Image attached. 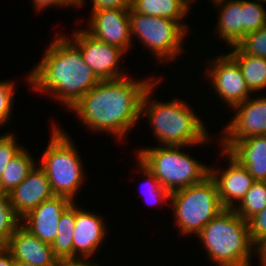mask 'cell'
Wrapping results in <instances>:
<instances>
[{
	"label": "cell",
	"mask_w": 266,
	"mask_h": 266,
	"mask_svg": "<svg viewBox=\"0 0 266 266\" xmlns=\"http://www.w3.org/2000/svg\"><path fill=\"white\" fill-rule=\"evenodd\" d=\"M255 254L258 255L261 266H266V237L256 245Z\"/></svg>",
	"instance_id": "cell-34"
},
{
	"label": "cell",
	"mask_w": 266,
	"mask_h": 266,
	"mask_svg": "<svg viewBox=\"0 0 266 266\" xmlns=\"http://www.w3.org/2000/svg\"><path fill=\"white\" fill-rule=\"evenodd\" d=\"M130 33L134 45V38L141 41V45L148 48L157 62L166 63L177 61L183 53V44L188 31L176 20L165 17L149 16L129 10ZM187 34V35H186ZM134 37V38H133ZM180 54V55H179ZM160 60V61H159Z\"/></svg>",
	"instance_id": "cell-8"
},
{
	"label": "cell",
	"mask_w": 266,
	"mask_h": 266,
	"mask_svg": "<svg viewBox=\"0 0 266 266\" xmlns=\"http://www.w3.org/2000/svg\"><path fill=\"white\" fill-rule=\"evenodd\" d=\"M234 115L221 132V149L228 151L237 141L266 135V97H249L236 105Z\"/></svg>",
	"instance_id": "cell-10"
},
{
	"label": "cell",
	"mask_w": 266,
	"mask_h": 266,
	"mask_svg": "<svg viewBox=\"0 0 266 266\" xmlns=\"http://www.w3.org/2000/svg\"><path fill=\"white\" fill-rule=\"evenodd\" d=\"M190 0H131V8L149 16H159L178 21L188 32L186 22H183L190 11Z\"/></svg>",
	"instance_id": "cell-20"
},
{
	"label": "cell",
	"mask_w": 266,
	"mask_h": 266,
	"mask_svg": "<svg viewBox=\"0 0 266 266\" xmlns=\"http://www.w3.org/2000/svg\"><path fill=\"white\" fill-rule=\"evenodd\" d=\"M161 79L147 90L141 108V118L144 116L152 126L155 140L160 145L175 146H199L212 141L201 117L185 101L179 98L161 102L151 97Z\"/></svg>",
	"instance_id": "cell-3"
},
{
	"label": "cell",
	"mask_w": 266,
	"mask_h": 266,
	"mask_svg": "<svg viewBox=\"0 0 266 266\" xmlns=\"http://www.w3.org/2000/svg\"><path fill=\"white\" fill-rule=\"evenodd\" d=\"M76 203L72 202L61 214L58 232L51 244L55 257L61 264L73 263V234L75 230Z\"/></svg>",
	"instance_id": "cell-22"
},
{
	"label": "cell",
	"mask_w": 266,
	"mask_h": 266,
	"mask_svg": "<svg viewBox=\"0 0 266 266\" xmlns=\"http://www.w3.org/2000/svg\"><path fill=\"white\" fill-rule=\"evenodd\" d=\"M53 126L48 147L40 156V167L45 171L53 195L64 196L72 202L86 180L84 164L78 149L67 132Z\"/></svg>",
	"instance_id": "cell-5"
},
{
	"label": "cell",
	"mask_w": 266,
	"mask_h": 266,
	"mask_svg": "<svg viewBox=\"0 0 266 266\" xmlns=\"http://www.w3.org/2000/svg\"><path fill=\"white\" fill-rule=\"evenodd\" d=\"M228 152L247 168L255 181H266V135L239 140Z\"/></svg>",
	"instance_id": "cell-18"
},
{
	"label": "cell",
	"mask_w": 266,
	"mask_h": 266,
	"mask_svg": "<svg viewBox=\"0 0 266 266\" xmlns=\"http://www.w3.org/2000/svg\"><path fill=\"white\" fill-rule=\"evenodd\" d=\"M209 1L212 2V3H210V4H213V3L217 2V1H220V0H209ZM194 2H196V0H191V5H192Z\"/></svg>",
	"instance_id": "cell-40"
},
{
	"label": "cell",
	"mask_w": 266,
	"mask_h": 266,
	"mask_svg": "<svg viewBox=\"0 0 266 266\" xmlns=\"http://www.w3.org/2000/svg\"><path fill=\"white\" fill-rule=\"evenodd\" d=\"M8 251L16 261L34 266H59L51 244L41 241L20 225L8 240Z\"/></svg>",
	"instance_id": "cell-17"
},
{
	"label": "cell",
	"mask_w": 266,
	"mask_h": 266,
	"mask_svg": "<svg viewBox=\"0 0 266 266\" xmlns=\"http://www.w3.org/2000/svg\"><path fill=\"white\" fill-rule=\"evenodd\" d=\"M15 85L16 82L13 80L0 81V127H3L12 118Z\"/></svg>",
	"instance_id": "cell-29"
},
{
	"label": "cell",
	"mask_w": 266,
	"mask_h": 266,
	"mask_svg": "<svg viewBox=\"0 0 266 266\" xmlns=\"http://www.w3.org/2000/svg\"><path fill=\"white\" fill-rule=\"evenodd\" d=\"M33 2L34 9L36 12L38 11H43V9H47L49 7H61V8H66V7H74L68 0H31Z\"/></svg>",
	"instance_id": "cell-33"
},
{
	"label": "cell",
	"mask_w": 266,
	"mask_h": 266,
	"mask_svg": "<svg viewBox=\"0 0 266 266\" xmlns=\"http://www.w3.org/2000/svg\"><path fill=\"white\" fill-rule=\"evenodd\" d=\"M264 4L262 0H242L243 38L266 24Z\"/></svg>",
	"instance_id": "cell-25"
},
{
	"label": "cell",
	"mask_w": 266,
	"mask_h": 266,
	"mask_svg": "<svg viewBox=\"0 0 266 266\" xmlns=\"http://www.w3.org/2000/svg\"><path fill=\"white\" fill-rule=\"evenodd\" d=\"M172 215L179 235L195 237L225 208L221 204L214 179L208 175L201 182L170 194Z\"/></svg>",
	"instance_id": "cell-7"
},
{
	"label": "cell",
	"mask_w": 266,
	"mask_h": 266,
	"mask_svg": "<svg viewBox=\"0 0 266 266\" xmlns=\"http://www.w3.org/2000/svg\"><path fill=\"white\" fill-rule=\"evenodd\" d=\"M77 30H74L75 33H72L70 38L67 34L65 36L71 39L70 41L81 51L84 62L99 80L127 77L124 70H119L121 58H124L127 52L117 46L95 39L84 28Z\"/></svg>",
	"instance_id": "cell-9"
},
{
	"label": "cell",
	"mask_w": 266,
	"mask_h": 266,
	"mask_svg": "<svg viewBox=\"0 0 266 266\" xmlns=\"http://www.w3.org/2000/svg\"><path fill=\"white\" fill-rule=\"evenodd\" d=\"M135 159H136L137 164H138L137 167L139 168L138 169L139 173L141 172L142 175L144 174V177H146L145 179L147 180L146 186L149 185L147 187V190H146L147 194H148L147 197H150V198H148V200H150L149 204L150 203H151V205H152V203H153V205H154V203L157 204V205H159L160 203L161 204H164V203L165 204H169L170 203V194L171 193L168 190H166L160 184V181L155 177V175L150 170H148L137 158H135Z\"/></svg>",
	"instance_id": "cell-27"
},
{
	"label": "cell",
	"mask_w": 266,
	"mask_h": 266,
	"mask_svg": "<svg viewBox=\"0 0 266 266\" xmlns=\"http://www.w3.org/2000/svg\"><path fill=\"white\" fill-rule=\"evenodd\" d=\"M92 10L112 9V8H130L131 0H91ZM85 4V0H80L78 8Z\"/></svg>",
	"instance_id": "cell-32"
},
{
	"label": "cell",
	"mask_w": 266,
	"mask_h": 266,
	"mask_svg": "<svg viewBox=\"0 0 266 266\" xmlns=\"http://www.w3.org/2000/svg\"><path fill=\"white\" fill-rule=\"evenodd\" d=\"M237 46L247 55L266 58V24L257 31L247 33Z\"/></svg>",
	"instance_id": "cell-28"
},
{
	"label": "cell",
	"mask_w": 266,
	"mask_h": 266,
	"mask_svg": "<svg viewBox=\"0 0 266 266\" xmlns=\"http://www.w3.org/2000/svg\"><path fill=\"white\" fill-rule=\"evenodd\" d=\"M28 151V148L24 147L6 166L0 177V193H10L25 180L37 164L35 158Z\"/></svg>",
	"instance_id": "cell-23"
},
{
	"label": "cell",
	"mask_w": 266,
	"mask_h": 266,
	"mask_svg": "<svg viewBox=\"0 0 266 266\" xmlns=\"http://www.w3.org/2000/svg\"><path fill=\"white\" fill-rule=\"evenodd\" d=\"M0 135V177L8 163L24 148L13 132ZM20 145V146H19Z\"/></svg>",
	"instance_id": "cell-30"
},
{
	"label": "cell",
	"mask_w": 266,
	"mask_h": 266,
	"mask_svg": "<svg viewBox=\"0 0 266 266\" xmlns=\"http://www.w3.org/2000/svg\"><path fill=\"white\" fill-rule=\"evenodd\" d=\"M94 262H89V263H65V264H60L59 266H99L97 261Z\"/></svg>",
	"instance_id": "cell-36"
},
{
	"label": "cell",
	"mask_w": 266,
	"mask_h": 266,
	"mask_svg": "<svg viewBox=\"0 0 266 266\" xmlns=\"http://www.w3.org/2000/svg\"><path fill=\"white\" fill-rule=\"evenodd\" d=\"M210 60L204 75L224 104L232 109L252 96L238 63L228 53Z\"/></svg>",
	"instance_id": "cell-11"
},
{
	"label": "cell",
	"mask_w": 266,
	"mask_h": 266,
	"mask_svg": "<svg viewBox=\"0 0 266 266\" xmlns=\"http://www.w3.org/2000/svg\"><path fill=\"white\" fill-rule=\"evenodd\" d=\"M7 250H8V242L5 239L0 238V256Z\"/></svg>",
	"instance_id": "cell-37"
},
{
	"label": "cell",
	"mask_w": 266,
	"mask_h": 266,
	"mask_svg": "<svg viewBox=\"0 0 266 266\" xmlns=\"http://www.w3.org/2000/svg\"><path fill=\"white\" fill-rule=\"evenodd\" d=\"M248 230L251 242L256 246L266 237V207L251 216L248 220Z\"/></svg>",
	"instance_id": "cell-31"
},
{
	"label": "cell",
	"mask_w": 266,
	"mask_h": 266,
	"mask_svg": "<svg viewBox=\"0 0 266 266\" xmlns=\"http://www.w3.org/2000/svg\"><path fill=\"white\" fill-rule=\"evenodd\" d=\"M213 5L219 10L215 26L219 41L230 48L237 46L243 40L242 0H220Z\"/></svg>",
	"instance_id": "cell-19"
},
{
	"label": "cell",
	"mask_w": 266,
	"mask_h": 266,
	"mask_svg": "<svg viewBox=\"0 0 266 266\" xmlns=\"http://www.w3.org/2000/svg\"><path fill=\"white\" fill-rule=\"evenodd\" d=\"M198 238L216 266H252L256 246L250 240L247 221L234 209L222 210L204 226Z\"/></svg>",
	"instance_id": "cell-4"
},
{
	"label": "cell",
	"mask_w": 266,
	"mask_h": 266,
	"mask_svg": "<svg viewBox=\"0 0 266 266\" xmlns=\"http://www.w3.org/2000/svg\"><path fill=\"white\" fill-rule=\"evenodd\" d=\"M129 10L130 8L91 10L88 26L84 30L95 39L128 52L133 44Z\"/></svg>",
	"instance_id": "cell-12"
},
{
	"label": "cell",
	"mask_w": 266,
	"mask_h": 266,
	"mask_svg": "<svg viewBox=\"0 0 266 266\" xmlns=\"http://www.w3.org/2000/svg\"><path fill=\"white\" fill-rule=\"evenodd\" d=\"M266 207V181H255L242 201L234 208L246 221Z\"/></svg>",
	"instance_id": "cell-24"
},
{
	"label": "cell",
	"mask_w": 266,
	"mask_h": 266,
	"mask_svg": "<svg viewBox=\"0 0 266 266\" xmlns=\"http://www.w3.org/2000/svg\"><path fill=\"white\" fill-rule=\"evenodd\" d=\"M190 146L157 145L136 150L135 157L170 193L201 182L209 175V166L183 152Z\"/></svg>",
	"instance_id": "cell-6"
},
{
	"label": "cell",
	"mask_w": 266,
	"mask_h": 266,
	"mask_svg": "<svg viewBox=\"0 0 266 266\" xmlns=\"http://www.w3.org/2000/svg\"><path fill=\"white\" fill-rule=\"evenodd\" d=\"M21 225V218L10 204L8 194L0 193V238L7 242Z\"/></svg>",
	"instance_id": "cell-26"
},
{
	"label": "cell",
	"mask_w": 266,
	"mask_h": 266,
	"mask_svg": "<svg viewBox=\"0 0 266 266\" xmlns=\"http://www.w3.org/2000/svg\"><path fill=\"white\" fill-rule=\"evenodd\" d=\"M73 6L78 7L80 0H68Z\"/></svg>",
	"instance_id": "cell-39"
},
{
	"label": "cell",
	"mask_w": 266,
	"mask_h": 266,
	"mask_svg": "<svg viewBox=\"0 0 266 266\" xmlns=\"http://www.w3.org/2000/svg\"><path fill=\"white\" fill-rule=\"evenodd\" d=\"M158 79L157 76L133 79L127 74L114 80H100L70 110L88 130L126 139V134L141 119L145 93Z\"/></svg>",
	"instance_id": "cell-1"
},
{
	"label": "cell",
	"mask_w": 266,
	"mask_h": 266,
	"mask_svg": "<svg viewBox=\"0 0 266 266\" xmlns=\"http://www.w3.org/2000/svg\"><path fill=\"white\" fill-rule=\"evenodd\" d=\"M55 36L26 81L31 90L49 94L70 111L100 80L65 34Z\"/></svg>",
	"instance_id": "cell-2"
},
{
	"label": "cell",
	"mask_w": 266,
	"mask_h": 266,
	"mask_svg": "<svg viewBox=\"0 0 266 266\" xmlns=\"http://www.w3.org/2000/svg\"><path fill=\"white\" fill-rule=\"evenodd\" d=\"M0 266H14V258L8 250L0 256Z\"/></svg>",
	"instance_id": "cell-35"
},
{
	"label": "cell",
	"mask_w": 266,
	"mask_h": 266,
	"mask_svg": "<svg viewBox=\"0 0 266 266\" xmlns=\"http://www.w3.org/2000/svg\"><path fill=\"white\" fill-rule=\"evenodd\" d=\"M14 266H34V265H31L29 263H25V262H22V261L14 260Z\"/></svg>",
	"instance_id": "cell-38"
},
{
	"label": "cell",
	"mask_w": 266,
	"mask_h": 266,
	"mask_svg": "<svg viewBox=\"0 0 266 266\" xmlns=\"http://www.w3.org/2000/svg\"><path fill=\"white\" fill-rule=\"evenodd\" d=\"M103 216L87 211L76 204L75 230L73 234V263H89L108 236Z\"/></svg>",
	"instance_id": "cell-13"
},
{
	"label": "cell",
	"mask_w": 266,
	"mask_h": 266,
	"mask_svg": "<svg viewBox=\"0 0 266 266\" xmlns=\"http://www.w3.org/2000/svg\"><path fill=\"white\" fill-rule=\"evenodd\" d=\"M220 155L227 158L228 168H209V175L214 179L221 204L224 208L234 209L245 197L246 192L255 182L254 177L228 151L221 149ZM223 154V155H222Z\"/></svg>",
	"instance_id": "cell-14"
},
{
	"label": "cell",
	"mask_w": 266,
	"mask_h": 266,
	"mask_svg": "<svg viewBox=\"0 0 266 266\" xmlns=\"http://www.w3.org/2000/svg\"><path fill=\"white\" fill-rule=\"evenodd\" d=\"M71 203L69 198L53 195L23 216L21 225L41 241L52 244L60 216Z\"/></svg>",
	"instance_id": "cell-15"
},
{
	"label": "cell",
	"mask_w": 266,
	"mask_h": 266,
	"mask_svg": "<svg viewBox=\"0 0 266 266\" xmlns=\"http://www.w3.org/2000/svg\"><path fill=\"white\" fill-rule=\"evenodd\" d=\"M228 54L238 63L249 90L256 92L266 89V58L247 55L238 46Z\"/></svg>",
	"instance_id": "cell-21"
},
{
	"label": "cell",
	"mask_w": 266,
	"mask_h": 266,
	"mask_svg": "<svg viewBox=\"0 0 266 266\" xmlns=\"http://www.w3.org/2000/svg\"><path fill=\"white\" fill-rule=\"evenodd\" d=\"M38 163L25 180L8 193L10 204L20 218L53 196L48 177Z\"/></svg>",
	"instance_id": "cell-16"
}]
</instances>
